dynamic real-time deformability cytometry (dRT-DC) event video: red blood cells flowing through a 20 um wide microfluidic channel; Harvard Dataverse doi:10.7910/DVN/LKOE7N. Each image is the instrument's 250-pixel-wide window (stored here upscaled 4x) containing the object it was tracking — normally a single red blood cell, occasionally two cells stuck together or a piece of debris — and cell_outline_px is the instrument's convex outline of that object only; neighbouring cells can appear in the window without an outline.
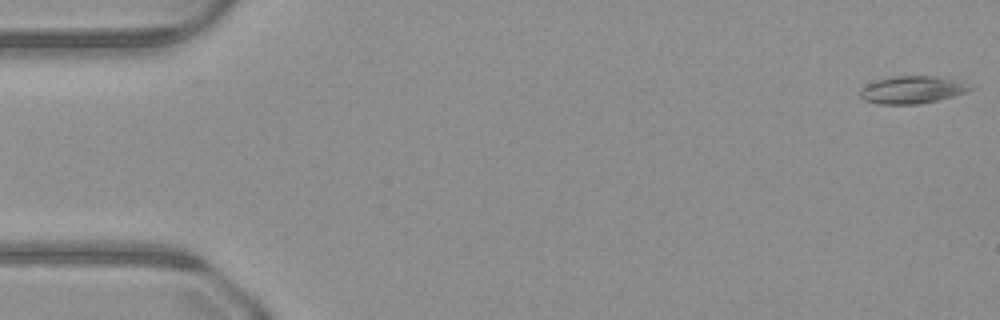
{"species": "common noctule bat (a hibernating species)", "species_latin": "Nyctalus noctula", "temperature_condition": "warm", "stored_images_in_passage": 50, "camera_frame_rate_fps": 3000, "um_per_image_px": 0.085, "animal": {"sex": "male", "body_mass_g": 23.1, "forearm_length_mm": 52.7}, "frame": {"image": 1, "passage_image": 1, "time_ms": 0.0, "image_size_px": [1000, 320], "cell_outline_px": [[972, 88], [968, 92], [936, 100], [916, 104], [880, 104], [864, 100], [860, 96], [860, 88], [876, 80], [892, 76], [936, 76], [952, 80]], "centroid_in_image_um": [77.44, 7.63], "position_along_channel_um": 7.6, "area_um2": 17.17}}
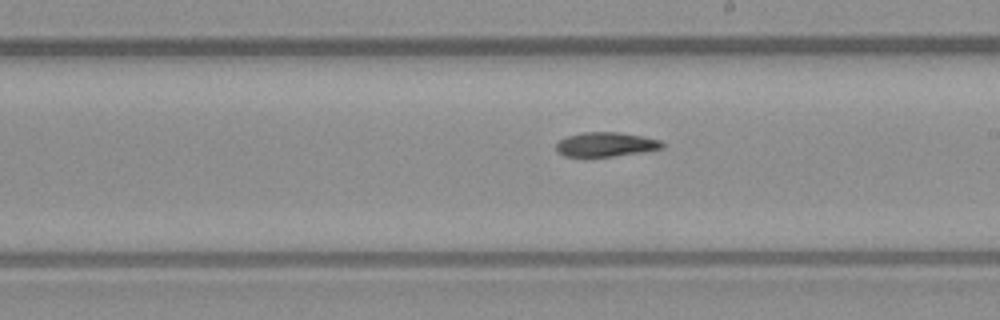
{"frame": {"image": 2, "passage_image": 28, "time_ms": 9.0, "image_size_px": [1000, 320], "cell_outline_px": [[664, 148], [640, 152], [584, 160], [564, 156], [556, 152], [556, 144], [560, 140], [568, 136], [584, 132], [616, 132], [640, 136], [660, 140], [664, 144]], "centroid_in_image_um": [51.4, 12.32], "position_along_channel_um": 237.6, "area_um2": 15.49}}
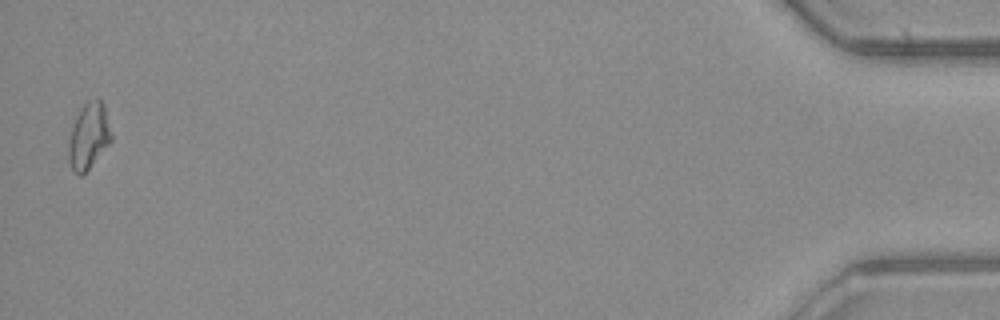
{"frame": {"image": 3, "passage_image": 49, "time_ms": 16.0, "image_size_px": [1000, 320], "cell_outline_px": [[112, 140], [88, 168], [80, 176], [72, 172], [68, 160], [68, 144], [72, 128], [80, 108], [88, 100], [100, 96], [104, 104], [112, 136]], "centroid_in_image_um": [7.54, 11.53], "position_along_channel_um": 427.7, "area_um2": 16.42}}